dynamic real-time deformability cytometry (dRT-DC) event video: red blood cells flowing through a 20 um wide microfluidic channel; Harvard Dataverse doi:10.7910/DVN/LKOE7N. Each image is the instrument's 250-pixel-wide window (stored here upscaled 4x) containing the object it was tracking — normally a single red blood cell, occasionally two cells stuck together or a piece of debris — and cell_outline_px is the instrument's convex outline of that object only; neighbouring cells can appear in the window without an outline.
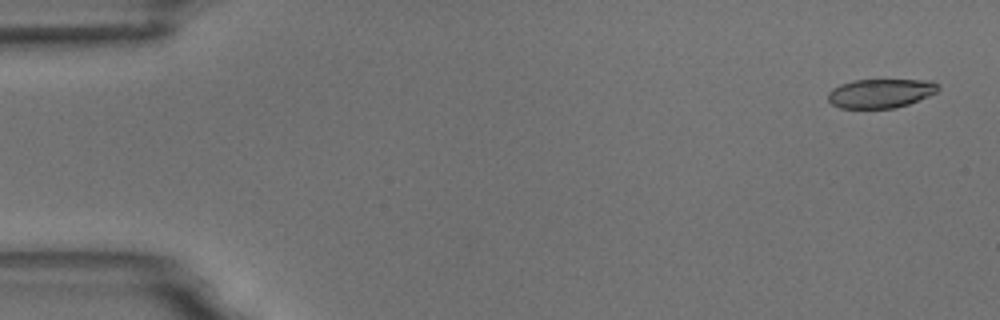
{"species": "common noctule bat (a hibernating species)", "species_latin": "Nyctalus noctula", "temperature_condition": "room temperature", "stored_images_in_passage": 5, "camera_frame_rate_fps": 3000, "um_per_image_px": 0.085, "animal": {"sex": "male", "body_mass_g": 18.8}, "frame": {"image": 1, "passage_image": 1, "time_ms": 0.0, "image_size_px": [1000, 320], "cell_outline_px": [[940, 88], [936, 92], [908, 104], [896, 108], [840, 108], [832, 104], [828, 100], [828, 92], [832, 88], [840, 84], [852, 80], [932, 80]], "centroid_in_image_um": [74.81, 7.93], "position_along_channel_um": 10.2, "area_um2": 18.61}}
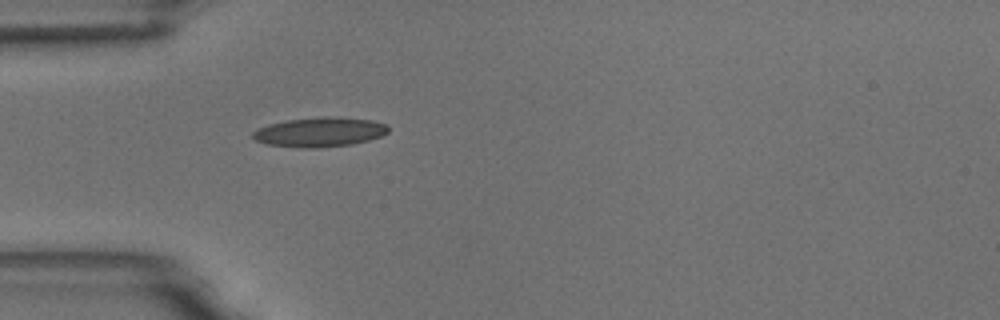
{"frame": {"image": 2, "passage_image": 5, "time_ms": 4.667, "image_size_px": [1000, 320], "cell_outline_px": [[388, 132], [380, 136], [368, 140], [352, 144], [316, 148], [304, 148], [268, 144], [256, 140], [252, 136], [252, 132], [256, 128], [268, 124], [288, 120], [324, 116], [328, 116], [372, 120], [388, 124]], "centroid_in_image_um": [27.17, 11.22], "position_along_channel_um": 57.8, "area_um2": 23.24}}